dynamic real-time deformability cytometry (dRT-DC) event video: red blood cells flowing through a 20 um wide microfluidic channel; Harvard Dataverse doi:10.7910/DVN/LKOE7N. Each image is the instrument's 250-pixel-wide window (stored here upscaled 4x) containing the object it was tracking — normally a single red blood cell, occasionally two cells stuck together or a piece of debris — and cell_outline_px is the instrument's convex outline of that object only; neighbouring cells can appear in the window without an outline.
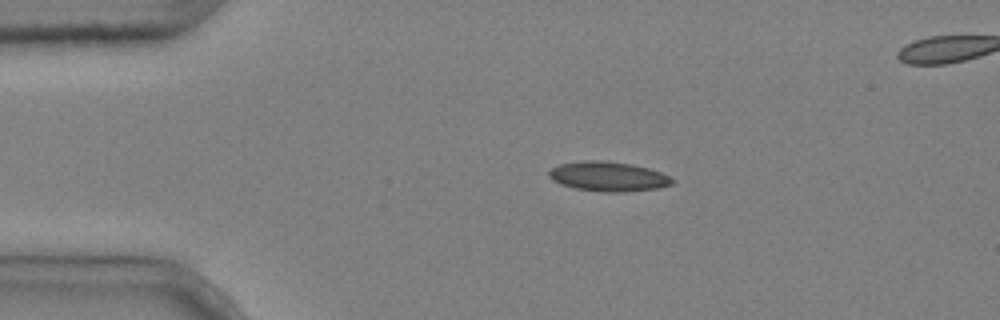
{"species": "common noctule bat (a hibernating species)", "species_latin": "Nyctalus noctula", "temperature_condition": "cold", "stored_images_in_passage": 4, "camera_frame_rate_fps": 3000, "um_per_image_px": 0.085, "animal": {"sex": "male", "body_mass_g": 20.4}, "frame": {"image": 1, "passage_image": 2, "time_ms": 0.333, "image_size_px": [1000, 320], "cell_outline_px": [[676, 180], [672, 184], [660, 188], [624, 192], [604, 192], [576, 188], [560, 184], [552, 180], [548, 176], [548, 172], [552, 168], [560, 164], [580, 160], [608, 160], [632, 164], [648, 168], [660, 172]], "centroid_in_image_um": [51.7, 14.99], "position_along_channel_um": 33.3, "area_um2": 21.5}}